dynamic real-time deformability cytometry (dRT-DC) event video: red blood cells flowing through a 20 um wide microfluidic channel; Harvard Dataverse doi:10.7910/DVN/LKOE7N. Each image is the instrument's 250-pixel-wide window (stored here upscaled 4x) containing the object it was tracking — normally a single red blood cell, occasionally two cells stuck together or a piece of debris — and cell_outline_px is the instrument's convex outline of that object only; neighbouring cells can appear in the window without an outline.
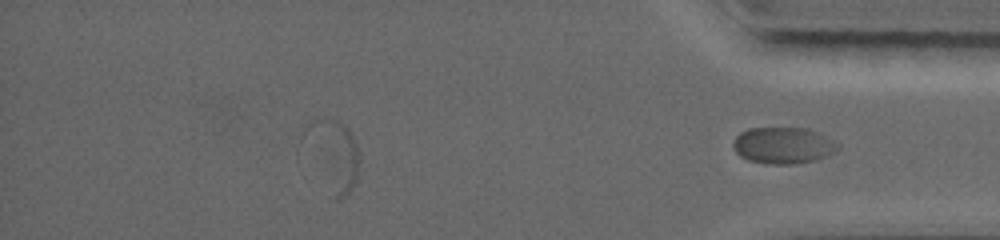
{"species": "common noctule bat (a hibernating species)", "species_latin": "Nyctalus noctula", "temperature_condition": "warm", "stored_images_in_passage": 34, "segment_of_instrument_passage": [3, 3], "camera_frame_rate_fps": 5000, "um_per_image_px": 0.085, "animal": {"sex": "female", "body_mass_g": 19.0, "forearm_length_mm": 56.7}, "frame": {"image": 1, "passage_image": 34, "time_ms": 13.0, "image_size_px": [1000, 240], "cell_outline_px": [[840, 144], [832, 152], [816, 160], [796, 164], [768, 164], [748, 160], [740, 156], [736, 152], [732, 144], [736, 136], [740, 132], [748, 128], [808, 128]], "centroid_in_image_um": [66.52, 12.36], "position_along_channel_um": 368.7, "area_um2": 22.08}}